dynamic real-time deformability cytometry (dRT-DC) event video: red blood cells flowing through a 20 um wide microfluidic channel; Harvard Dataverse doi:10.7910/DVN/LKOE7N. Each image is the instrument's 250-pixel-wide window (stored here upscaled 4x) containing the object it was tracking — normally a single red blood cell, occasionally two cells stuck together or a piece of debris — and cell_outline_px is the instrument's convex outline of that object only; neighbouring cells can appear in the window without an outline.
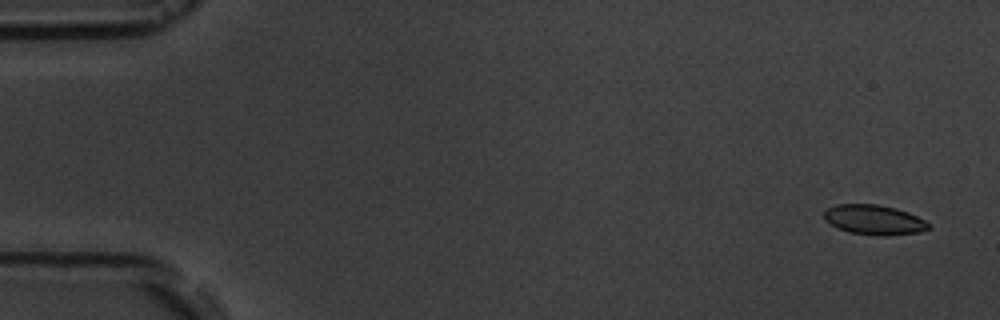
{"species": "common noctule bat (a hibernating species)", "species_latin": "Nyctalus noctula", "temperature_condition": "room temperature", "stored_images_in_passage": 5, "camera_frame_rate_fps": 3000, "um_per_image_px": 0.085, "animal": {"sex": "male", "body_mass_g": 19.5, "forearm_length_mm": 54.6}, "frame": {"image": 1, "passage_image": 1, "time_ms": 0.0, "image_size_px": [1000, 320], "cell_outline_px": [[932, 228], [920, 232], [880, 236], [848, 232], [836, 228], [824, 220], [824, 212], [828, 208], [836, 204], [880, 204], [896, 208], [908, 212], [932, 224]], "centroid_in_image_um": [74.3, 18.68], "position_along_channel_um": 10.7, "area_um2": 18.38}}
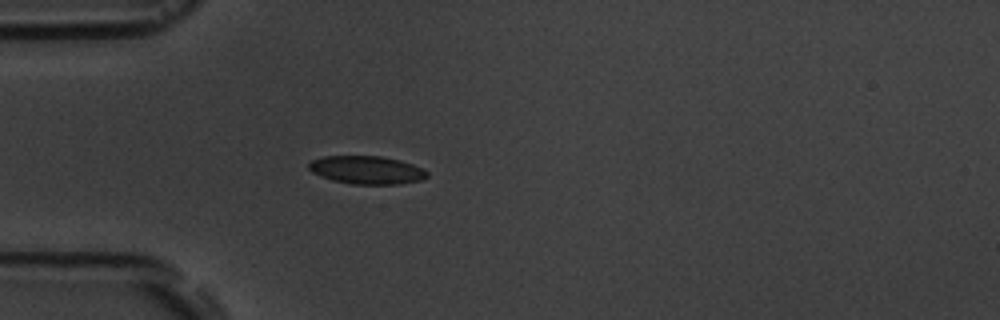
{"frame": {"image": 2, "passage_image": 5, "time_ms": 4.667, "image_size_px": [1000, 320], "cell_outline_px": [[428, 176], [420, 180], [400, 184], [352, 184], [332, 180], [320, 176], [312, 172], [308, 168], [308, 164], [312, 160], [324, 156], [380, 156], [400, 160], [424, 168], [428, 172]], "centroid_in_image_um": [31.18, 14.45], "position_along_channel_um": 53.8, "area_um2": 19.42}}